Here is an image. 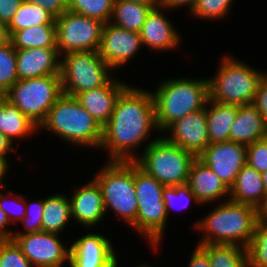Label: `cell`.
Returning a JSON list of instances; mask_svg holds the SVG:
<instances>
[{
	"label": "cell",
	"mask_w": 267,
	"mask_h": 267,
	"mask_svg": "<svg viewBox=\"0 0 267 267\" xmlns=\"http://www.w3.org/2000/svg\"><path fill=\"white\" fill-rule=\"evenodd\" d=\"M152 129H157L152 93L130 84L119 95L111 118L103 126L99 148L108 149L109 161H134L137 155L133 150L145 142Z\"/></svg>",
	"instance_id": "1"
},
{
	"label": "cell",
	"mask_w": 267,
	"mask_h": 267,
	"mask_svg": "<svg viewBox=\"0 0 267 267\" xmlns=\"http://www.w3.org/2000/svg\"><path fill=\"white\" fill-rule=\"evenodd\" d=\"M209 215L197 221L194 227L203 236L197 244L238 245L247 248L254 236L258 209L247 204L220 200Z\"/></svg>",
	"instance_id": "2"
},
{
	"label": "cell",
	"mask_w": 267,
	"mask_h": 267,
	"mask_svg": "<svg viewBox=\"0 0 267 267\" xmlns=\"http://www.w3.org/2000/svg\"><path fill=\"white\" fill-rule=\"evenodd\" d=\"M155 124L159 133L189 113L204 109L209 99L208 80L167 79L152 91Z\"/></svg>",
	"instance_id": "3"
},
{
	"label": "cell",
	"mask_w": 267,
	"mask_h": 267,
	"mask_svg": "<svg viewBox=\"0 0 267 267\" xmlns=\"http://www.w3.org/2000/svg\"><path fill=\"white\" fill-rule=\"evenodd\" d=\"M39 129L53 132L72 146L80 148L99 149L102 142L103 127L75 97L64 94L55 101Z\"/></svg>",
	"instance_id": "4"
},
{
	"label": "cell",
	"mask_w": 267,
	"mask_h": 267,
	"mask_svg": "<svg viewBox=\"0 0 267 267\" xmlns=\"http://www.w3.org/2000/svg\"><path fill=\"white\" fill-rule=\"evenodd\" d=\"M216 76L207 78L209 99L219 103L252 104L262 73L228 55L222 57Z\"/></svg>",
	"instance_id": "5"
},
{
	"label": "cell",
	"mask_w": 267,
	"mask_h": 267,
	"mask_svg": "<svg viewBox=\"0 0 267 267\" xmlns=\"http://www.w3.org/2000/svg\"><path fill=\"white\" fill-rule=\"evenodd\" d=\"M162 137L148 142L134 162L165 187L186 184L196 157Z\"/></svg>",
	"instance_id": "6"
},
{
	"label": "cell",
	"mask_w": 267,
	"mask_h": 267,
	"mask_svg": "<svg viewBox=\"0 0 267 267\" xmlns=\"http://www.w3.org/2000/svg\"><path fill=\"white\" fill-rule=\"evenodd\" d=\"M102 190L104 208L113 210L130 226L136 221L138 200L134 185V161H109L96 173Z\"/></svg>",
	"instance_id": "7"
},
{
	"label": "cell",
	"mask_w": 267,
	"mask_h": 267,
	"mask_svg": "<svg viewBox=\"0 0 267 267\" xmlns=\"http://www.w3.org/2000/svg\"><path fill=\"white\" fill-rule=\"evenodd\" d=\"M134 185L138 200L136 221L131 225L136 232L149 239L155 249L163 239L167 214L163 201L164 185L147 174L134 162Z\"/></svg>",
	"instance_id": "8"
},
{
	"label": "cell",
	"mask_w": 267,
	"mask_h": 267,
	"mask_svg": "<svg viewBox=\"0 0 267 267\" xmlns=\"http://www.w3.org/2000/svg\"><path fill=\"white\" fill-rule=\"evenodd\" d=\"M62 94L60 75H46L17 80L3 96L39 127Z\"/></svg>",
	"instance_id": "9"
},
{
	"label": "cell",
	"mask_w": 267,
	"mask_h": 267,
	"mask_svg": "<svg viewBox=\"0 0 267 267\" xmlns=\"http://www.w3.org/2000/svg\"><path fill=\"white\" fill-rule=\"evenodd\" d=\"M112 69L98 51H78L60 59V79L64 95L74 97L81 92L105 85ZM109 73V74H108Z\"/></svg>",
	"instance_id": "10"
},
{
	"label": "cell",
	"mask_w": 267,
	"mask_h": 267,
	"mask_svg": "<svg viewBox=\"0 0 267 267\" xmlns=\"http://www.w3.org/2000/svg\"><path fill=\"white\" fill-rule=\"evenodd\" d=\"M55 23L60 57L70 52L99 50L105 24L102 21L66 11L55 19Z\"/></svg>",
	"instance_id": "11"
},
{
	"label": "cell",
	"mask_w": 267,
	"mask_h": 267,
	"mask_svg": "<svg viewBox=\"0 0 267 267\" xmlns=\"http://www.w3.org/2000/svg\"><path fill=\"white\" fill-rule=\"evenodd\" d=\"M12 239L34 267H62L69 261L70 246L62 244L58 234L39 231L13 234Z\"/></svg>",
	"instance_id": "12"
},
{
	"label": "cell",
	"mask_w": 267,
	"mask_h": 267,
	"mask_svg": "<svg viewBox=\"0 0 267 267\" xmlns=\"http://www.w3.org/2000/svg\"><path fill=\"white\" fill-rule=\"evenodd\" d=\"M197 158L230 189L240 170L247 164V146L233 141L212 143Z\"/></svg>",
	"instance_id": "13"
},
{
	"label": "cell",
	"mask_w": 267,
	"mask_h": 267,
	"mask_svg": "<svg viewBox=\"0 0 267 267\" xmlns=\"http://www.w3.org/2000/svg\"><path fill=\"white\" fill-rule=\"evenodd\" d=\"M110 239L89 232L70 244V267H118L117 253Z\"/></svg>",
	"instance_id": "14"
},
{
	"label": "cell",
	"mask_w": 267,
	"mask_h": 267,
	"mask_svg": "<svg viewBox=\"0 0 267 267\" xmlns=\"http://www.w3.org/2000/svg\"><path fill=\"white\" fill-rule=\"evenodd\" d=\"M143 47L140 33L126 30L111 24H104L99 55L112 70L133 59L139 49Z\"/></svg>",
	"instance_id": "15"
},
{
	"label": "cell",
	"mask_w": 267,
	"mask_h": 267,
	"mask_svg": "<svg viewBox=\"0 0 267 267\" xmlns=\"http://www.w3.org/2000/svg\"><path fill=\"white\" fill-rule=\"evenodd\" d=\"M171 132L165 138L171 143L193 154L196 158L210 144L206 106L204 109L189 113L172 123L165 132Z\"/></svg>",
	"instance_id": "16"
},
{
	"label": "cell",
	"mask_w": 267,
	"mask_h": 267,
	"mask_svg": "<svg viewBox=\"0 0 267 267\" xmlns=\"http://www.w3.org/2000/svg\"><path fill=\"white\" fill-rule=\"evenodd\" d=\"M129 85L112 77L105 85L81 92L74 97L103 127L111 118L119 95Z\"/></svg>",
	"instance_id": "17"
},
{
	"label": "cell",
	"mask_w": 267,
	"mask_h": 267,
	"mask_svg": "<svg viewBox=\"0 0 267 267\" xmlns=\"http://www.w3.org/2000/svg\"><path fill=\"white\" fill-rule=\"evenodd\" d=\"M71 217L86 228H93L104 219L105 208L102 190L96 180L77 188L70 198Z\"/></svg>",
	"instance_id": "18"
},
{
	"label": "cell",
	"mask_w": 267,
	"mask_h": 267,
	"mask_svg": "<svg viewBox=\"0 0 267 267\" xmlns=\"http://www.w3.org/2000/svg\"><path fill=\"white\" fill-rule=\"evenodd\" d=\"M164 9L162 6L152 8L140 31L143 46L159 52L177 48L181 41V35L163 14Z\"/></svg>",
	"instance_id": "19"
},
{
	"label": "cell",
	"mask_w": 267,
	"mask_h": 267,
	"mask_svg": "<svg viewBox=\"0 0 267 267\" xmlns=\"http://www.w3.org/2000/svg\"><path fill=\"white\" fill-rule=\"evenodd\" d=\"M60 59L57 48L16 50L18 80L60 75Z\"/></svg>",
	"instance_id": "20"
},
{
	"label": "cell",
	"mask_w": 267,
	"mask_h": 267,
	"mask_svg": "<svg viewBox=\"0 0 267 267\" xmlns=\"http://www.w3.org/2000/svg\"><path fill=\"white\" fill-rule=\"evenodd\" d=\"M187 184L195 195L199 205L202 203L216 202L225 198L229 199V189L219 177L202 161L196 158L190 167Z\"/></svg>",
	"instance_id": "21"
},
{
	"label": "cell",
	"mask_w": 267,
	"mask_h": 267,
	"mask_svg": "<svg viewBox=\"0 0 267 267\" xmlns=\"http://www.w3.org/2000/svg\"><path fill=\"white\" fill-rule=\"evenodd\" d=\"M267 137V123L253 104L239 105L230 129V141L244 145Z\"/></svg>",
	"instance_id": "22"
},
{
	"label": "cell",
	"mask_w": 267,
	"mask_h": 267,
	"mask_svg": "<svg viewBox=\"0 0 267 267\" xmlns=\"http://www.w3.org/2000/svg\"><path fill=\"white\" fill-rule=\"evenodd\" d=\"M265 195L262 174L248 164L244 165L233 186L229 189V200L258 209L262 205Z\"/></svg>",
	"instance_id": "23"
},
{
	"label": "cell",
	"mask_w": 267,
	"mask_h": 267,
	"mask_svg": "<svg viewBox=\"0 0 267 267\" xmlns=\"http://www.w3.org/2000/svg\"><path fill=\"white\" fill-rule=\"evenodd\" d=\"M237 113L238 105L219 103L208 99L206 116L210 144L230 141V129Z\"/></svg>",
	"instance_id": "24"
},
{
	"label": "cell",
	"mask_w": 267,
	"mask_h": 267,
	"mask_svg": "<svg viewBox=\"0 0 267 267\" xmlns=\"http://www.w3.org/2000/svg\"><path fill=\"white\" fill-rule=\"evenodd\" d=\"M10 42L16 50L57 48L56 24L37 25L13 32Z\"/></svg>",
	"instance_id": "25"
},
{
	"label": "cell",
	"mask_w": 267,
	"mask_h": 267,
	"mask_svg": "<svg viewBox=\"0 0 267 267\" xmlns=\"http://www.w3.org/2000/svg\"><path fill=\"white\" fill-rule=\"evenodd\" d=\"M151 5L129 0H114L110 23L140 33Z\"/></svg>",
	"instance_id": "26"
},
{
	"label": "cell",
	"mask_w": 267,
	"mask_h": 267,
	"mask_svg": "<svg viewBox=\"0 0 267 267\" xmlns=\"http://www.w3.org/2000/svg\"><path fill=\"white\" fill-rule=\"evenodd\" d=\"M69 198L60 193L44 199L42 231L59 234L65 229L72 220Z\"/></svg>",
	"instance_id": "27"
},
{
	"label": "cell",
	"mask_w": 267,
	"mask_h": 267,
	"mask_svg": "<svg viewBox=\"0 0 267 267\" xmlns=\"http://www.w3.org/2000/svg\"><path fill=\"white\" fill-rule=\"evenodd\" d=\"M38 127L15 105L3 96V135L14 144V139L25 138L34 134Z\"/></svg>",
	"instance_id": "28"
},
{
	"label": "cell",
	"mask_w": 267,
	"mask_h": 267,
	"mask_svg": "<svg viewBox=\"0 0 267 267\" xmlns=\"http://www.w3.org/2000/svg\"><path fill=\"white\" fill-rule=\"evenodd\" d=\"M206 252L210 267H247V249L238 245L198 244Z\"/></svg>",
	"instance_id": "29"
},
{
	"label": "cell",
	"mask_w": 267,
	"mask_h": 267,
	"mask_svg": "<svg viewBox=\"0 0 267 267\" xmlns=\"http://www.w3.org/2000/svg\"><path fill=\"white\" fill-rule=\"evenodd\" d=\"M56 24L55 18L42 6L23 1L8 27L9 35L28 27Z\"/></svg>",
	"instance_id": "30"
},
{
	"label": "cell",
	"mask_w": 267,
	"mask_h": 267,
	"mask_svg": "<svg viewBox=\"0 0 267 267\" xmlns=\"http://www.w3.org/2000/svg\"><path fill=\"white\" fill-rule=\"evenodd\" d=\"M247 249V267H267V220L258 219Z\"/></svg>",
	"instance_id": "31"
},
{
	"label": "cell",
	"mask_w": 267,
	"mask_h": 267,
	"mask_svg": "<svg viewBox=\"0 0 267 267\" xmlns=\"http://www.w3.org/2000/svg\"><path fill=\"white\" fill-rule=\"evenodd\" d=\"M114 0H68V11L108 23L111 19Z\"/></svg>",
	"instance_id": "32"
},
{
	"label": "cell",
	"mask_w": 267,
	"mask_h": 267,
	"mask_svg": "<svg viewBox=\"0 0 267 267\" xmlns=\"http://www.w3.org/2000/svg\"><path fill=\"white\" fill-rule=\"evenodd\" d=\"M17 80L16 49L9 42L0 47V96H3Z\"/></svg>",
	"instance_id": "33"
},
{
	"label": "cell",
	"mask_w": 267,
	"mask_h": 267,
	"mask_svg": "<svg viewBox=\"0 0 267 267\" xmlns=\"http://www.w3.org/2000/svg\"><path fill=\"white\" fill-rule=\"evenodd\" d=\"M234 0H196L190 10L191 15L199 19L219 20L226 18Z\"/></svg>",
	"instance_id": "34"
},
{
	"label": "cell",
	"mask_w": 267,
	"mask_h": 267,
	"mask_svg": "<svg viewBox=\"0 0 267 267\" xmlns=\"http://www.w3.org/2000/svg\"><path fill=\"white\" fill-rule=\"evenodd\" d=\"M162 197L165 203V211L168 218L170 214L169 211H171L172 208H177L178 210L186 208L191 201L198 204L195 195L190 190V187L187 183L171 187H164Z\"/></svg>",
	"instance_id": "35"
},
{
	"label": "cell",
	"mask_w": 267,
	"mask_h": 267,
	"mask_svg": "<svg viewBox=\"0 0 267 267\" xmlns=\"http://www.w3.org/2000/svg\"><path fill=\"white\" fill-rule=\"evenodd\" d=\"M0 267H34L13 239L0 240Z\"/></svg>",
	"instance_id": "36"
},
{
	"label": "cell",
	"mask_w": 267,
	"mask_h": 267,
	"mask_svg": "<svg viewBox=\"0 0 267 267\" xmlns=\"http://www.w3.org/2000/svg\"><path fill=\"white\" fill-rule=\"evenodd\" d=\"M12 192V190L11 192H5V190H3V192H0V209L5 212L10 223L16 224V222L21 221L25 216L26 199L23 198V196H21L20 194H12ZM9 196L11 197V199H9Z\"/></svg>",
	"instance_id": "37"
},
{
	"label": "cell",
	"mask_w": 267,
	"mask_h": 267,
	"mask_svg": "<svg viewBox=\"0 0 267 267\" xmlns=\"http://www.w3.org/2000/svg\"><path fill=\"white\" fill-rule=\"evenodd\" d=\"M44 210V199L35 200V202H26V212L21 220L25 227V232L15 231L13 234H28L42 231V217Z\"/></svg>",
	"instance_id": "38"
},
{
	"label": "cell",
	"mask_w": 267,
	"mask_h": 267,
	"mask_svg": "<svg viewBox=\"0 0 267 267\" xmlns=\"http://www.w3.org/2000/svg\"><path fill=\"white\" fill-rule=\"evenodd\" d=\"M247 164L259 173L267 171V137L247 145Z\"/></svg>",
	"instance_id": "39"
},
{
	"label": "cell",
	"mask_w": 267,
	"mask_h": 267,
	"mask_svg": "<svg viewBox=\"0 0 267 267\" xmlns=\"http://www.w3.org/2000/svg\"><path fill=\"white\" fill-rule=\"evenodd\" d=\"M252 104L257 108L263 120L267 123V73L259 82Z\"/></svg>",
	"instance_id": "40"
},
{
	"label": "cell",
	"mask_w": 267,
	"mask_h": 267,
	"mask_svg": "<svg viewBox=\"0 0 267 267\" xmlns=\"http://www.w3.org/2000/svg\"><path fill=\"white\" fill-rule=\"evenodd\" d=\"M28 3L42 6L55 19L68 11V0H23Z\"/></svg>",
	"instance_id": "41"
},
{
	"label": "cell",
	"mask_w": 267,
	"mask_h": 267,
	"mask_svg": "<svg viewBox=\"0 0 267 267\" xmlns=\"http://www.w3.org/2000/svg\"><path fill=\"white\" fill-rule=\"evenodd\" d=\"M23 0H0V22L9 25Z\"/></svg>",
	"instance_id": "42"
},
{
	"label": "cell",
	"mask_w": 267,
	"mask_h": 267,
	"mask_svg": "<svg viewBox=\"0 0 267 267\" xmlns=\"http://www.w3.org/2000/svg\"><path fill=\"white\" fill-rule=\"evenodd\" d=\"M191 254L189 267H210L207 252L198 244Z\"/></svg>",
	"instance_id": "43"
},
{
	"label": "cell",
	"mask_w": 267,
	"mask_h": 267,
	"mask_svg": "<svg viewBox=\"0 0 267 267\" xmlns=\"http://www.w3.org/2000/svg\"><path fill=\"white\" fill-rule=\"evenodd\" d=\"M196 0H160V6L166 9H176L179 7L188 6L189 11L195 5Z\"/></svg>",
	"instance_id": "44"
},
{
	"label": "cell",
	"mask_w": 267,
	"mask_h": 267,
	"mask_svg": "<svg viewBox=\"0 0 267 267\" xmlns=\"http://www.w3.org/2000/svg\"><path fill=\"white\" fill-rule=\"evenodd\" d=\"M9 224L10 221L7 215L2 209H0V240L12 239L14 231H9L7 230L8 228H6V226Z\"/></svg>",
	"instance_id": "45"
},
{
	"label": "cell",
	"mask_w": 267,
	"mask_h": 267,
	"mask_svg": "<svg viewBox=\"0 0 267 267\" xmlns=\"http://www.w3.org/2000/svg\"><path fill=\"white\" fill-rule=\"evenodd\" d=\"M16 151L15 150V147L13 146V144L9 141V139L4 136L2 133H0V157L3 158L7 163L8 160H7V155L9 152H12V151Z\"/></svg>",
	"instance_id": "46"
},
{
	"label": "cell",
	"mask_w": 267,
	"mask_h": 267,
	"mask_svg": "<svg viewBox=\"0 0 267 267\" xmlns=\"http://www.w3.org/2000/svg\"><path fill=\"white\" fill-rule=\"evenodd\" d=\"M10 42V35L7 25L0 22V47Z\"/></svg>",
	"instance_id": "47"
},
{
	"label": "cell",
	"mask_w": 267,
	"mask_h": 267,
	"mask_svg": "<svg viewBox=\"0 0 267 267\" xmlns=\"http://www.w3.org/2000/svg\"><path fill=\"white\" fill-rule=\"evenodd\" d=\"M9 164L0 157V185L7 191V185L3 184V178L6 177V172L9 171Z\"/></svg>",
	"instance_id": "48"
},
{
	"label": "cell",
	"mask_w": 267,
	"mask_h": 267,
	"mask_svg": "<svg viewBox=\"0 0 267 267\" xmlns=\"http://www.w3.org/2000/svg\"><path fill=\"white\" fill-rule=\"evenodd\" d=\"M258 219L267 220V194L262 205L258 208Z\"/></svg>",
	"instance_id": "49"
},
{
	"label": "cell",
	"mask_w": 267,
	"mask_h": 267,
	"mask_svg": "<svg viewBox=\"0 0 267 267\" xmlns=\"http://www.w3.org/2000/svg\"><path fill=\"white\" fill-rule=\"evenodd\" d=\"M134 2H140L146 5H151L153 8L160 6V0H129Z\"/></svg>",
	"instance_id": "50"
},
{
	"label": "cell",
	"mask_w": 267,
	"mask_h": 267,
	"mask_svg": "<svg viewBox=\"0 0 267 267\" xmlns=\"http://www.w3.org/2000/svg\"><path fill=\"white\" fill-rule=\"evenodd\" d=\"M0 133L3 134V96H0Z\"/></svg>",
	"instance_id": "51"
},
{
	"label": "cell",
	"mask_w": 267,
	"mask_h": 267,
	"mask_svg": "<svg viewBox=\"0 0 267 267\" xmlns=\"http://www.w3.org/2000/svg\"><path fill=\"white\" fill-rule=\"evenodd\" d=\"M262 174V179H263V184H264V188L267 194V171L261 173Z\"/></svg>",
	"instance_id": "52"
},
{
	"label": "cell",
	"mask_w": 267,
	"mask_h": 267,
	"mask_svg": "<svg viewBox=\"0 0 267 267\" xmlns=\"http://www.w3.org/2000/svg\"><path fill=\"white\" fill-rule=\"evenodd\" d=\"M139 267H151V266L150 265L148 266L147 264L146 265L142 264V265H139Z\"/></svg>",
	"instance_id": "53"
}]
</instances>
